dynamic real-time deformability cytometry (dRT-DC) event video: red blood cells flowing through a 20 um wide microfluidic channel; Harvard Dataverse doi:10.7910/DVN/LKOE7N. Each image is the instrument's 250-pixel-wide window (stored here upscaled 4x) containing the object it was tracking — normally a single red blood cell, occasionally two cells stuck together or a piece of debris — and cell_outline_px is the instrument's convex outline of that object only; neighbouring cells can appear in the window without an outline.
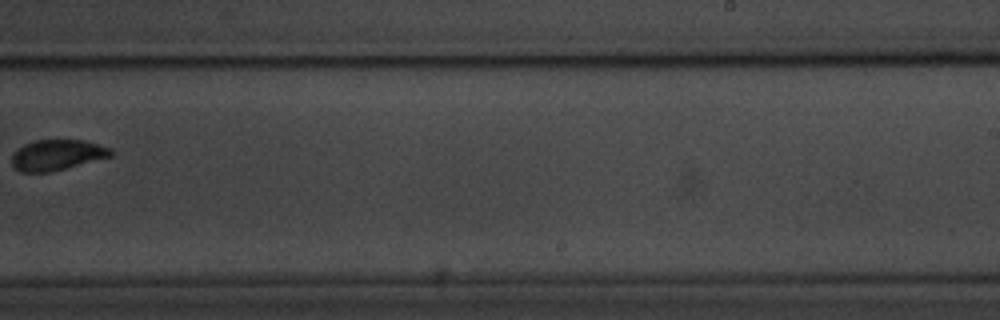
{"species": "common noctule bat (a hibernating species)", "species_latin": "Nyctalus noctula", "temperature_condition": "room temperature", "stored_images_in_passage": 9, "camera_frame_rate_fps": 3000, "um_per_image_px": 0.085, "animal": {"sex": "male", "body_mass_g": 20.1, "forearm_length_mm": 53.5}, "frame": {"image": 1, "passage_image": 9, "time_ms": 10.333, "image_size_px": [1000, 320], "cell_outline_px": [[112, 156], [48, 172], [20, 172], [12, 164], [12, 152], [24, 144], [36, 140], [84, 140], [112, 148]], "centroid_in_image_um": [4.83, 13.16], "position_along_channel_um": 284.2, "area_um2": 17.51}}